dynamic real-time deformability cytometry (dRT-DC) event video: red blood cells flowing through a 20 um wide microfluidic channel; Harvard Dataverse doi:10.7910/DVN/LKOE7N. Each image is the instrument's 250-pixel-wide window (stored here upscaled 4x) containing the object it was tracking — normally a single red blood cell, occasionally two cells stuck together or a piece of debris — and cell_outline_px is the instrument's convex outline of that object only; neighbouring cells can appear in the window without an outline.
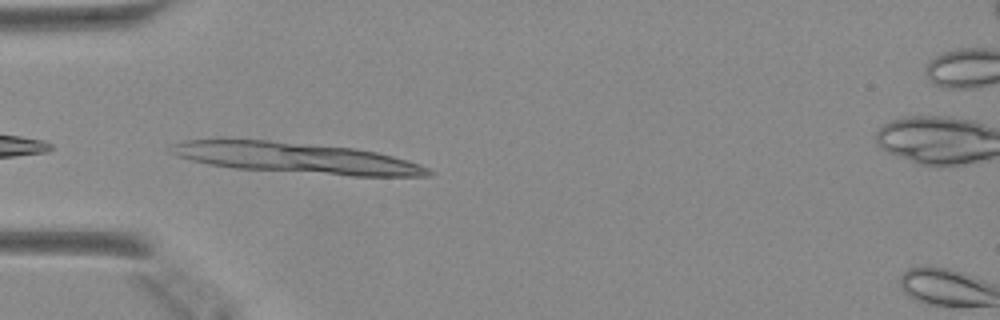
{"species": "Egyptian fruit bat (a non-hibernating species)", "species_latin": "Rousettus aegyptiacus", "temperature_condition": "warm", "stored_images_in_passage": 13, "camera_frame_rate_fps": 3000, "um_per_image_px": 0.085, "animal": {"sex": "female"}, "frame": {"image": 1, "passage_image": 1, "time_ms": 0.0, "image_size_px": [1000, 320], "cell_outline_px": [[432, 172], [428, 176], [352, 176], [232, 168], [208, 164], [192, 160], [168, 152], [172, 144], [184, 140], [268, 140], [356, 148], [376, 152], [392, 156], [420, 164], [428, 168]], "centroid_in_image_um": [25.19, 13.43], "position_along_channel_um": 59.8, "area_um2": 45.89}}